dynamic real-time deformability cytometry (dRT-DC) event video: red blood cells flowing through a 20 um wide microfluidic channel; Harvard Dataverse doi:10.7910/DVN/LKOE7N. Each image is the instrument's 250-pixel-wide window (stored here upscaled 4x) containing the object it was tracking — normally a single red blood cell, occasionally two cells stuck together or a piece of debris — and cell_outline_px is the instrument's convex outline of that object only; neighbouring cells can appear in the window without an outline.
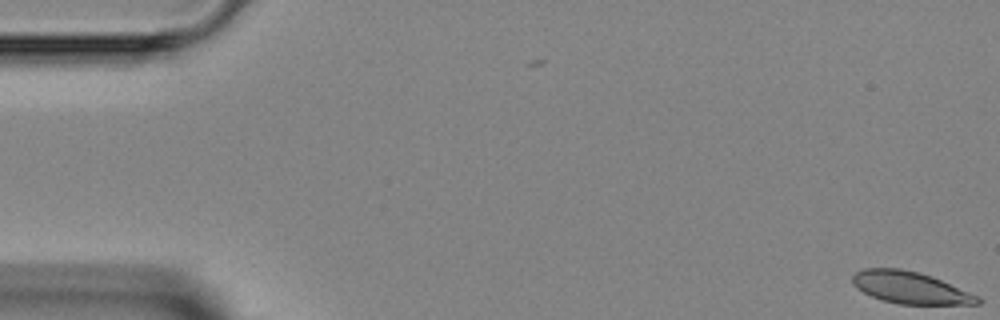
{"species": "Egyptian fruit bat (a non-hibernating species)", "species_latin": "Rousettus aegyptiacus", "temperature_condition": "room temperature", "stored_images_in_passage": 15, "camera_frame_rate_fps": 3000, "um_per_image_px": 0.085, "animal": {"sex": "female"}, "frame": {"image": 1, "passage_image": 1, "time_ms": 0.0, "image_size_px": [1000, 320], "cell_outline_px": [[980, 304], [900, 304], [884, 300], [872, 296], [856, 288], [852, 284], [852, 276], [856, 272], [864, 268], [900, 268], [920, 272], [932, 276], [980, 296]], "centroid_in_image_um": [77.38, 24.44], "position_along_channel_um": 7.6, "area_um2": 23.29}}